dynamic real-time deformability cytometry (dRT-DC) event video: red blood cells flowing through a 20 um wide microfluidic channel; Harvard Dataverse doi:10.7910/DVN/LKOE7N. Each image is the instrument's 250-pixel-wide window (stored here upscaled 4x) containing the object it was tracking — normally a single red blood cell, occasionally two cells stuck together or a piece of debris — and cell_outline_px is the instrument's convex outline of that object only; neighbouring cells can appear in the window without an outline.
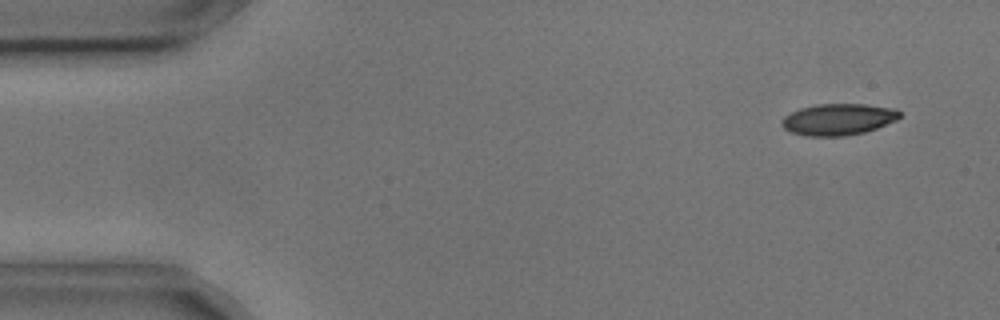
{"species": "common noctule bat (a hibernating species)", "species_latin": "Nyctalus noctula", "temperature_condition": "cold", "stored_images_in_passage": 4, "camera_frame_rate_fps": 3000, "um_per_image_px": 0.085, "animal": {"sex": "male", "body_mass_g": 17.9, "forearm_length_mm": 54.2}, "frame": {"image": 1, "passage_image": 1, "time_ms": 0.0, "image_size_px": [1000, 320], "cell_outline_px": [[900, 116], [896, 120], [876, 128], [864, 132], [844, 136], [808, 136], [792, 132], [784, 128], [780, 124], [780, 120], [784, 116], [800, 108], [816, 104], [868, 104], [896, 108], [900, 112]], "centroid_in_image_um": [71.24, 10.14], "position_along_channel_um": 13.8, "area_um2": 21.68}}
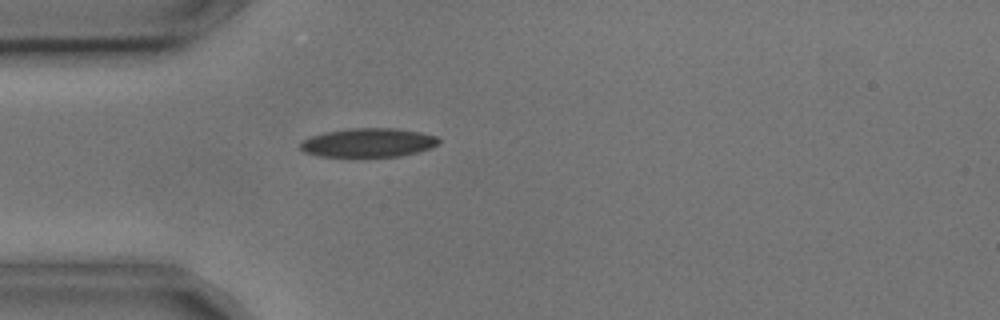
{"frame": {"image": 2, "passage_image": 4, "time_ms": 1.0, "image_size_px": [1000, 320], "cell_outline_px": [[440, 140], [432, 148], [400, 156], [320, 156], [304, 152], [300, 148], [300, 144], [304, 140], [312, 136], [324, 132], [352, 128], [396, 128], [420, 132], [436, 136]], "centroid_in_image_um": [31.31, 12.12], "position_along_channel_um": 53.7, "area_um2": 23.06}}